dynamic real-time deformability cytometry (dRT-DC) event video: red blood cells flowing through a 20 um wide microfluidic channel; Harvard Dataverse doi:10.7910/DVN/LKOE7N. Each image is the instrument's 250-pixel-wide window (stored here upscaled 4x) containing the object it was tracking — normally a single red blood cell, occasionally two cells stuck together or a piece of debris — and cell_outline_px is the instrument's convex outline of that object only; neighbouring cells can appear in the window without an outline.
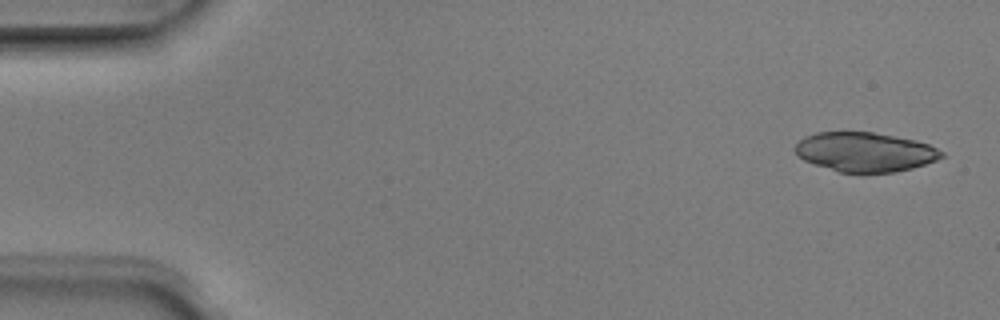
{"species": "Egyptian fruit bat (a non-hibernating species)", "species_latin": "Rousettus aegyptiacus", "temperature_condition": "room temperature", "stored_images_in_passage": 4, "camera_frame_rate_fps": 3000, "um_per_image_px": 0.085, "animal": {"sex": "male"}, "frame": {"image": 1, "passage_image": 1, "time_ms": 0.0, "image_size_px": [1000, 320], "cell_outline_px": [[944, 156], [936, 160], [912, 168], [896, 172], [840, 172], [804, 160], [796, 152], [796, 144], [804, 136], [816, 132], [872, 132], [916, 140], [928, 144], [944, 152]], "centroid_in_image_um": [73.54, 12.91], "position_along_channel_um": 11.5, "area_um2": 33.23}}